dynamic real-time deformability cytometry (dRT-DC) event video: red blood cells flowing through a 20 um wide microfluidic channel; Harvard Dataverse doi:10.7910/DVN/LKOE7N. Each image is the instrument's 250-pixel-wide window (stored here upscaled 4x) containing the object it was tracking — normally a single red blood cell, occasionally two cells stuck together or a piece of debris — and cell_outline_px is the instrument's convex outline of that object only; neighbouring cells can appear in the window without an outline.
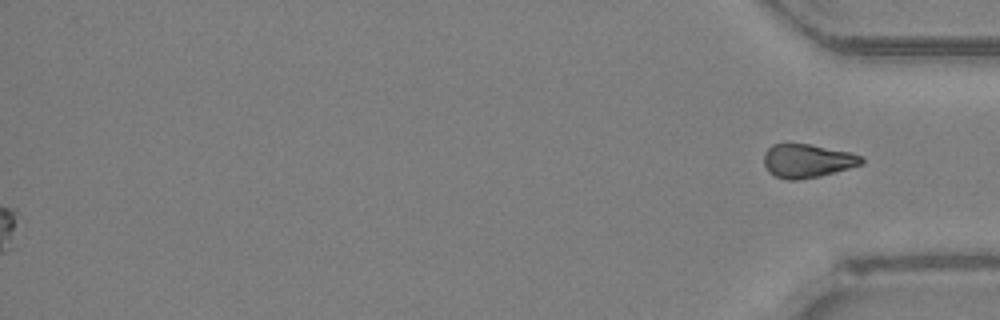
{"species": "Egyptian fruit bat (a non-hibernating species)", "species_latin": "Rousettus aegyptiacus", "temperature_condition": "room temperature", "stored_images_in_passage": 38, "camera_frame_rate_fps": 3000, "um_per_image_px": 0.085, "animal": {"sex": "female"}, "frame": {"image": 1, "passage_image": 38, "time_ms": 12.333, "image_size_px": [1000, 320], "cell_outline_px": [[864, 160], [860, 164], [836, 172], [820, 176], [796, 180], [784, 180], [768, 172], [764, 164], [764, 152], [772, 144], [808, 144], [852, 152], [864, 156]], "centroid_in_image_um": [68.61, 13.67], "position_along_channel_um": 366.6, "area_um2": 19.19}}